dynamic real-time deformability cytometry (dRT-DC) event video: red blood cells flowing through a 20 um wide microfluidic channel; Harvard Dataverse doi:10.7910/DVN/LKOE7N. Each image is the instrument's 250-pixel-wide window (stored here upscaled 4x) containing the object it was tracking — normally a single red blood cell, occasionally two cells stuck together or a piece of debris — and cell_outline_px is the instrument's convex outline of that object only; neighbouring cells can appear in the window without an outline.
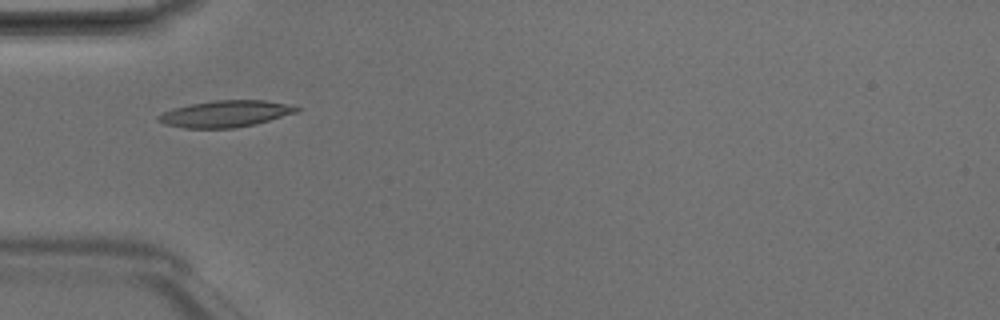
{"species": "Egyptian fruit bat (a non-hibernating species)", "species_latin": "Rousettus aegyptiacus", "temperature_condition": "room temperature", "stored_images_in_passage": 5, "camera_frame_rate_fps": 3000, "um_per_image_px": 0.085, "animal": {"sex": "male"}, "frame": {"image": 1, "passage_image": 4, "time_ms": 1.0, "image_size_px": [1000, 320], "cell_outline_px": [[300, 112], [252, 124], [232, 128], [184, 128], [164, 124], [156, 120], [156, 116], [164, 112], [176, 108], [192, 104], [212, 100], [268, 100], [288, 104], [300, 108]], "centroid_in_image_um": [19.17, 9.66], "position_along_channel_um": 65.8, "area_um2": 21.27}}